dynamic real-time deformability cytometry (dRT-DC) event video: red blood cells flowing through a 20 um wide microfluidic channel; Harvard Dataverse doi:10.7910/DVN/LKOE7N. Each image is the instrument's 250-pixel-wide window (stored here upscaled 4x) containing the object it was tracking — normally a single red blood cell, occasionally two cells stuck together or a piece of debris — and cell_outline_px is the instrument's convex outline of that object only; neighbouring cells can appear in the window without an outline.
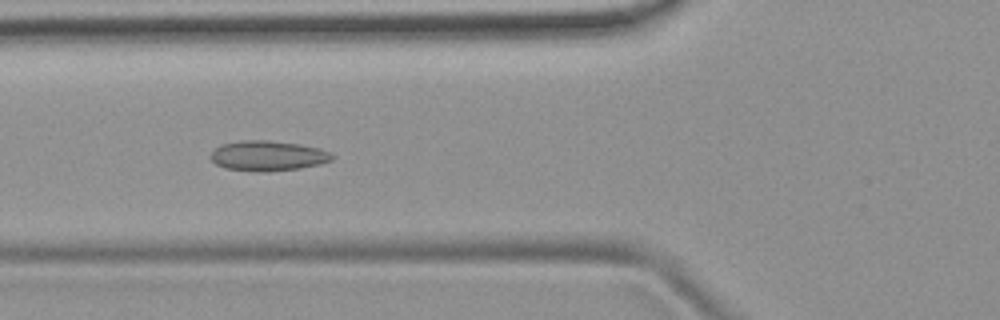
{"species": "common noctule bat (a hibernating species)", "species_latin": "Nyctalus noctula", "temperature_condition": "room temperature", "stored_images_in_passage": 37, "camera_frame_rate_fps": 3000, "um_per_image_px": 0.085, "animal": {"sex": "female", "body_mass_g": 19.9}, "frame": {"image": 1, "passage_image": 5, "time_ms": 1.333, "image_size_px": [1000, 320], "cell_outline_px": [[336, 156], [332, 160], [320, 164], [300, 168], [268, 172], [260, 172], [224, 168], [216, 164], [208, 156], [220, 144], [240, 140], [268, 140], [300, 144], [320, 148], [332, 152]], "centroid_in_image_um": [22.79, 13.24], "position_along_channel_um": 103.0, "area_um2": 21.68}}
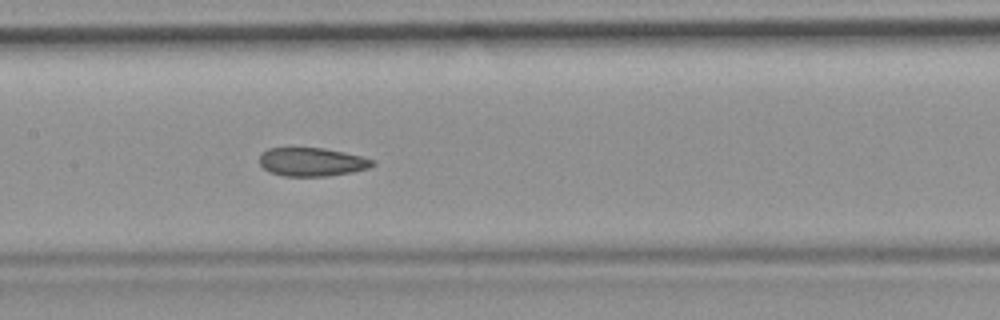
{"frame": {"image": 2, "passage_image": 11, "time_ms": 3.333, "image_size_px": [1000, 320], "cell_outline_px": [[376, 164], [368, 168], [352, 172], [328, 176], [284, 176], [268, 172], [260, 164], [260, 156], [268, 148], [324, 148], [344, 152], [376, 160]], "centroid_in_image_um": [26.53, 13.77], "position_along_channel_um": 180.9, "area_um2": 18.79}}
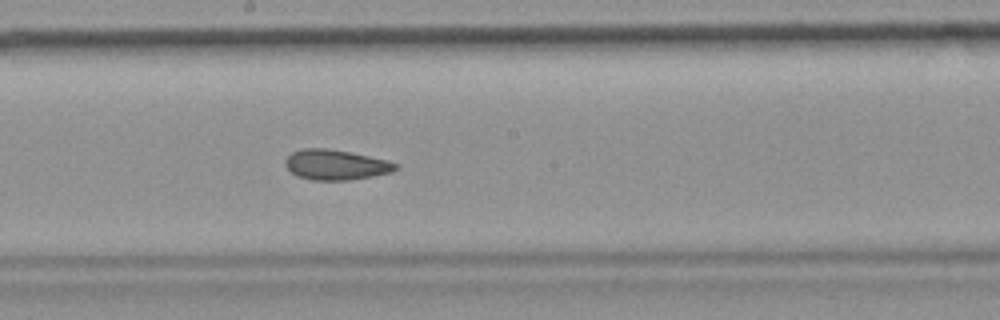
{"frame": {"image": 3, "passage_image": 14, "time_ms": 4.333, "image_size_px": [1000, 320], "cell_outline_px": [[400, 168], [392, 172], [372, 176], [348, 180], [312, 180], [296, 176], [284, 164], [284, 160], [292, 152], [300, 148], [328, 148], [388, 160], [400, 164]], "centroid_in_image_um": [28.55, 14.0], "position_along_channel_um": 219.6, "area_um2": 19.54}, "authors_computed_cell_mechanics": {"area_um2": 19.7676, "velocity_mm_per_s": 3.895, "shape_relaxation_time_tau1_ms": null, "shape_relaxation_time_tau2_ms": 2.4275, "deformation_change_tau1": null, "deformation_change_tau2": 0.0798}}